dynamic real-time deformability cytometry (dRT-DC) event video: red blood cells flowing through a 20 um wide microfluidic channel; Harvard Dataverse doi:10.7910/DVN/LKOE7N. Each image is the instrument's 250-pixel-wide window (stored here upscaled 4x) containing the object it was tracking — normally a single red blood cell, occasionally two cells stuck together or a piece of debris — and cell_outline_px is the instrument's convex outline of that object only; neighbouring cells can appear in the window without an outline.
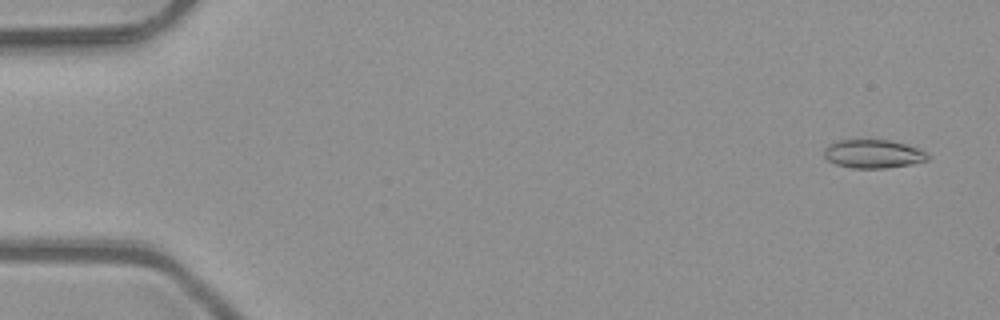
{"species": "common noctule bat (a hibernating species)", "species_latin": "Nyctalus noctula", "temperature_condition": "room temperature", "stored_images_in_passage": 49, "camera_frame_rate_fps": 3000, "um_per_image_px": 0.085, "animal": {"sex": "male", "body_mass_g": 23.1, "forearm_length_mm": 52.7}, "frame": {"image": 1, "passage_image": 2, "time_ms": 0.333, "image_size_px": [1000, 320], "cell_outline_px": [[928, 160], [912, 164], [884, 168], [852, 168], [836, 164], [828, 160], [824, 156], [824, 148], [828, 144], [836, 140], [888, 140], [920, 148], [928, 152]], "centroid_in_image_um": [74.22, 13.08], "position_along_channel_um": 10.8, "area_um2": 17.28}}
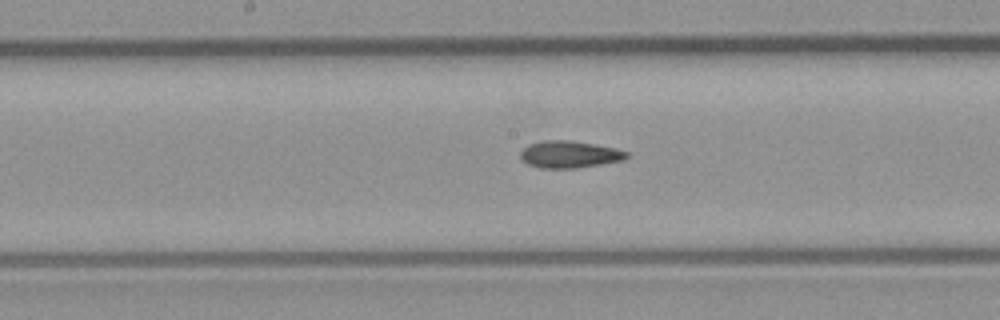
{"frame": {"image": 2, "passage_image": 26, "time_ms": 8.333, "image_size_px": [1000, 320], "cell_outline_px": [[628, 156], [624, 160], [576, 168], [540, 168], [528, 164], [520, 156], [520, 152], [528, 144], [544, 140], [572, 140], [616, 148], [628, 152]], "centroid_in_image_um": [48.41, 13.11], "position_along_channel_um": 199.8, "area_um2": 16.7}}
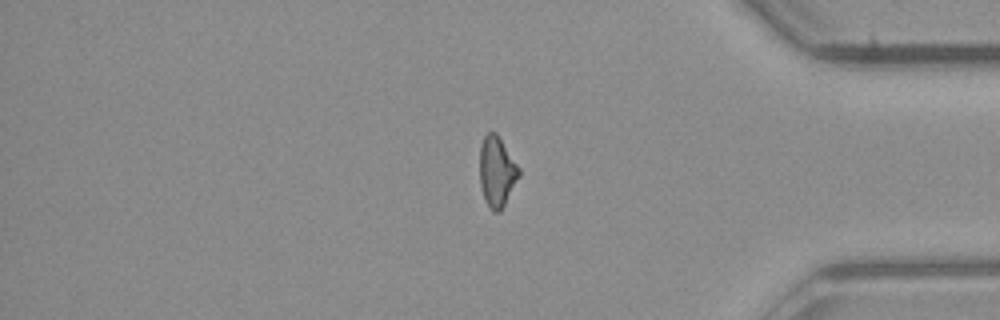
{"frame": {"image": 3, "passage_image": 42, "time_ms": 13.667, "image_size_px": [1000, 320], "cell_outline_px": [[520, 176], [500, 212], [492, 212], [488, 208], [484, 200], [480, 184], [480, 144], [484, 136], [488, 132], [496, 132], [520, 168]], "centroid_in_image_um": [42.22, 14.61], "position_along_channel_um": 393.0, "area_um2": 16.24}, "authors_computed_cell_mechanics": {"area_um2": 16.5308, "velocity_mm_per_s": 4.0961, "shape_relaxation_time_tau1_ms": null, "shape_relaxation_time_tau2_ms": 6.9718, "deformation_change_tau1": null, "deformation_change_tau2": 0.1764}}